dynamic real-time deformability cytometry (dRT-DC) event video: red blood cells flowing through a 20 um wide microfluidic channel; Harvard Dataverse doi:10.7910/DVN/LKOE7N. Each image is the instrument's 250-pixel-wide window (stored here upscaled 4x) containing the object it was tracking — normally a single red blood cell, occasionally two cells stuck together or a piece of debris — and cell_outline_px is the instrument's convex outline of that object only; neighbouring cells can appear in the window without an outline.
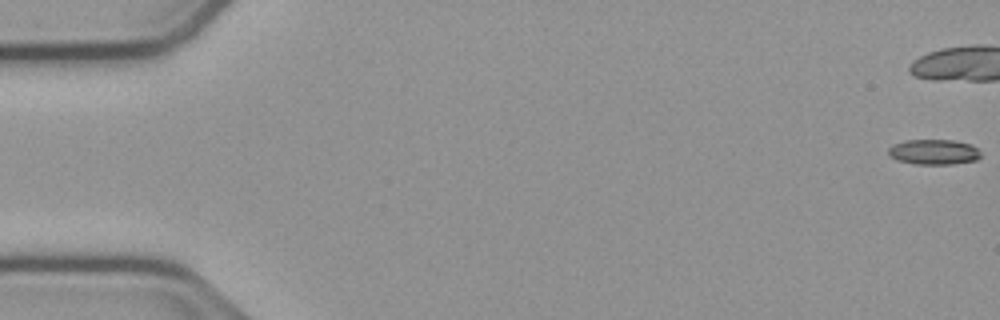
{"species": "common noctule bat (a hibernating species)", "species_latin": "Nyctalus noctula", "temperature_condition": "cold", "stored_images_in_passage": 16, "camera_frame_rate_fps": 3000, "um_per_image_px": 0.085, "animal": {"sex": "male", "body_mass_g": 23.1, "forearm_length_mm": 52.7}, "frame": {"image": 1, "passage_image": 1, "time_ms": 0.0, "image_size_px": [1000, 320], "cell_outline_px": [[980, 156], [976, 160], [952, 164], [916, 164], [896, 160], [888, 156], [888, 148], [892, 144], [904, 140], [952, 140], [972, 144], [980, 152]], "centroid_in_image_um": [79.33, 12.91], "position_along_channel_um": 5.7, "area_um2": 13.7}}